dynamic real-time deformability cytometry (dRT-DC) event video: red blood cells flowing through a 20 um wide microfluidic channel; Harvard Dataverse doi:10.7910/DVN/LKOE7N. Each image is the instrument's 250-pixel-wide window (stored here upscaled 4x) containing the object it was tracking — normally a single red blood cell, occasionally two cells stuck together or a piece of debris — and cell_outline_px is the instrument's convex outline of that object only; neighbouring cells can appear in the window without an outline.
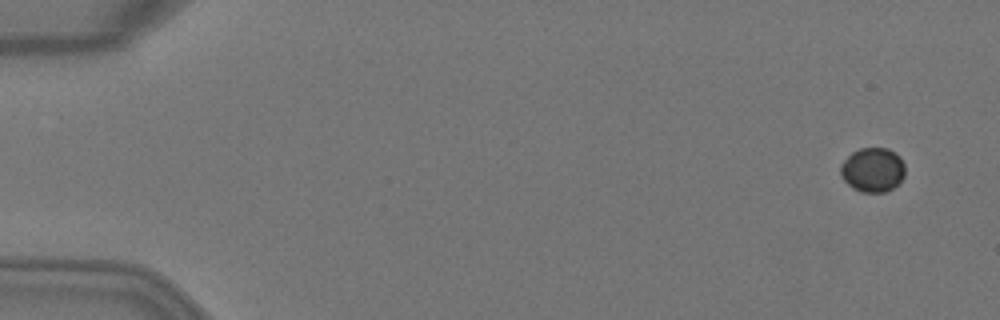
{"species": "Egyptian fruit bat (a non-hibernating species)", "species_latin": "Rousettus aegyptiacus", "temperature_condition": "warm", "stored_images_in_passage": 51, "camera_frame_rate_fps": 3000, "um_per_image_px": 0.085, "animal": {"sex": "female"}, "frame": {"image": 1, "passage_image": 3, "time_ms": 0.667, "image_size_px": [1000, 320], "cell_outline_px": [[904, 176], [892, 188], [884, 192], [860, 192], [852, 188], [840, 176], [840, 164], [852, 152], [860, 148], [888, 148], [896, 152], [900, 156], [904, 164]], "centroid_in_image_um": [74.16, 14.42], "position_along_channel_um": 10.8, "area_um2": 16.76}}
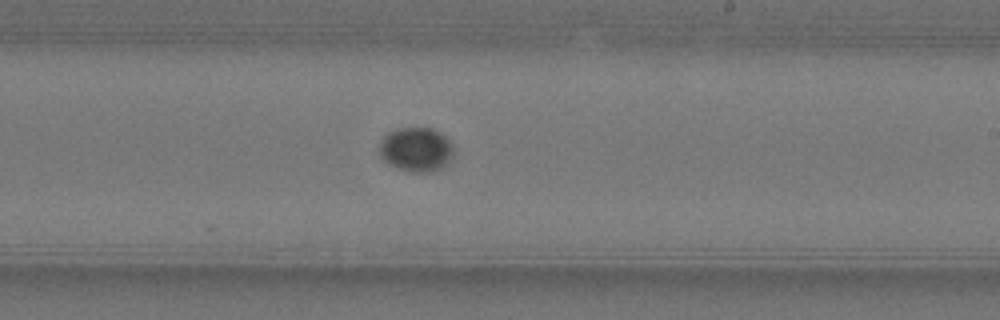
{"frame": {"image": 2, "passage_image": 31, "time_ms": 10.0, "image_size_px": [1000, 320], "cell_outline_px": [[452, 156], [444, 168], [436, 172], [412, 172], [396, 168], [388, 164], [380, 156], [380, 140], [388, 132], [396, 128], [432, 128], [440, 132], [452, 144]], "centroid_in_image_um": [35.36, 12.72], "position_along_channel_um": 253.6, "area_um2": 19.36}}
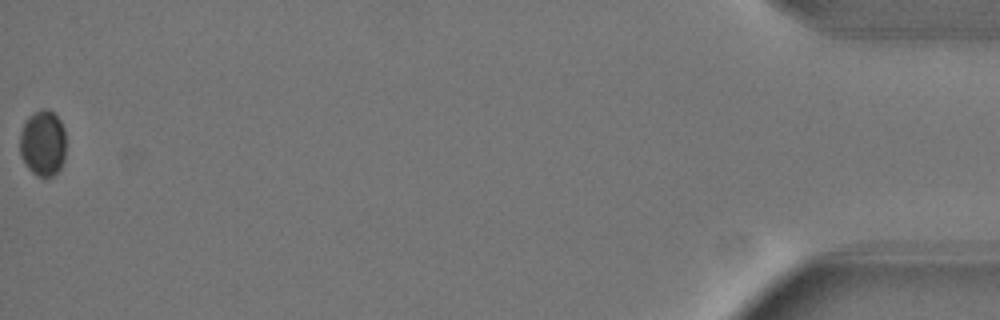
{"frame": {"image": 3, "passage_image": 51, "time_ms": 16.667, "image_size_px": [1000, 320], "cell_outline_px": [[64, 160], [60, 168], [52, 176], [36, 176], [28, 168], [20, 156], [20, 132], [28, 116], [32, 112], [40, 108], [48, 108], [60, 120], [64, 128]], "centroid_in_image_um": [3.62, 12.14], "position_along_channel_um": 431.6, "area_um2": 17.8}}